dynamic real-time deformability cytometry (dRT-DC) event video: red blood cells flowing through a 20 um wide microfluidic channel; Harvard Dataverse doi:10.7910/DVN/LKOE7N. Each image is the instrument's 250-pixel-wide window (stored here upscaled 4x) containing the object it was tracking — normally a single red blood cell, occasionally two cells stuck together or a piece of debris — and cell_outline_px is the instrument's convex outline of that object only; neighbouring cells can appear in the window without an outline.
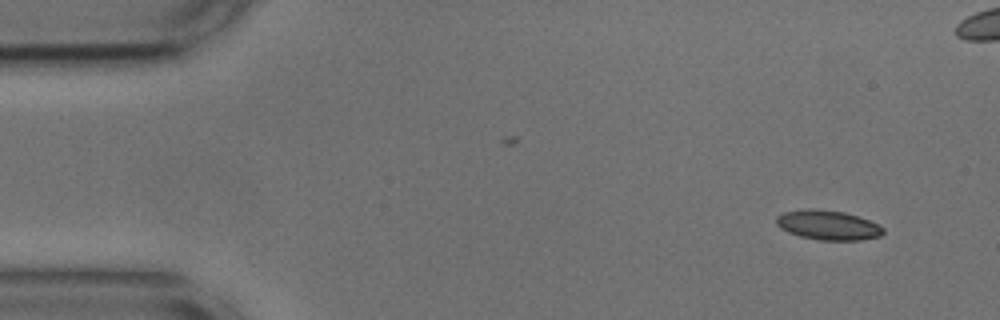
{"species": "common noctule bat (a hibernating species)", "species_latin": "Nyctalus noctula", "temperature_condition": "cold", "stored_images_in_passage": 52, "camera_frame_rate_fps": 3000, "um_per_image_px": 0.085, "animal": {"sex": "male", "body_mass_g": 17.9, "forearm_length_mm": 54.2}, "frame": {"image": 1, "passage_image": 1, "time_ms": 0.0, "image_size_px": [1000, 320], "cell_outline_px": [[884, 232], [880, 236], [860, 240], [820, 240], [800, 236], [788, 232], [780, 228], [776, 224], [776, 216], [784, 212], [808, 208], [844, 212], [868, 220], [884, 228]], "centroid_in_image_um": [70.35, 19.14], "position_along_channel_um": 14.7, "area_um2": 18.26}}
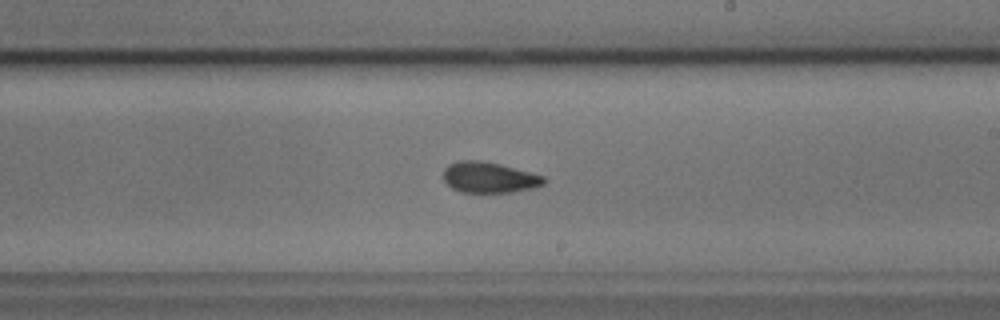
{"frame": {"image": 2, "passage_image": 28, "time_ms": 9.0, "image_size_px": [1000, 320], "cell_outline_px": [[544, 184], [532, 188], [512, 192], [460, 192], [452, 188], [444, 180], [444, 168], [448, 164], [460, 160], [480, 160], [500, 164], [544, 176]], "centroid_in_image_um": [41.55, 15.07], "position_along_channel_um": 247.5, "area_um2": 17.92}}
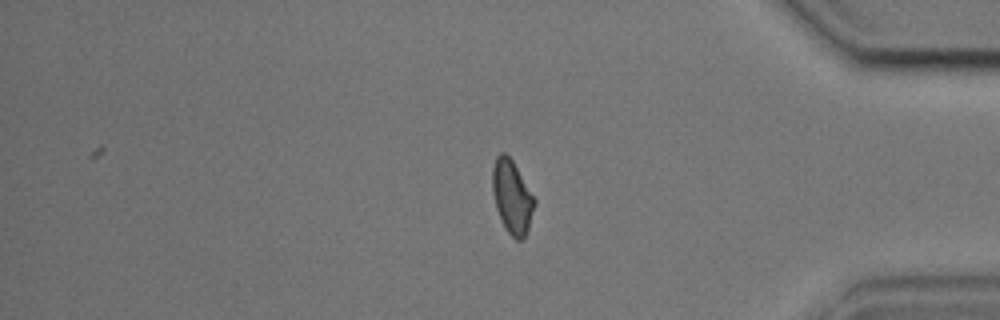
{"frame": {"image": 3, "passage_image": 42, "time_ms": 13.667, "image_size_px": [1000, 320], "cell_outline_px": [[536, 204], [528, 228], [524, 236], [520, 240], [516, 240], [508, 232], [496, 208], [492, 192], [492, 168], [496, 156], [500, 152], [504, 152], [512, 160], [536, 200]], "centroid_in_image_um": [43.51, 16.7], "position_along_channel_um": 391.7, "area_um2": 17.74}, "authors_computed_cell_mechanics": {"area_um2": 18.0625, "velocity_mm_per_s": 3.6514, "shape_relaxation_time_tau1_ms": 3.1239, "shape_relaxation_time_tau2_ms": 1.6049, "deformation_change_tau1": 0.1197, "deformation_change_tau2": 0.0766}}